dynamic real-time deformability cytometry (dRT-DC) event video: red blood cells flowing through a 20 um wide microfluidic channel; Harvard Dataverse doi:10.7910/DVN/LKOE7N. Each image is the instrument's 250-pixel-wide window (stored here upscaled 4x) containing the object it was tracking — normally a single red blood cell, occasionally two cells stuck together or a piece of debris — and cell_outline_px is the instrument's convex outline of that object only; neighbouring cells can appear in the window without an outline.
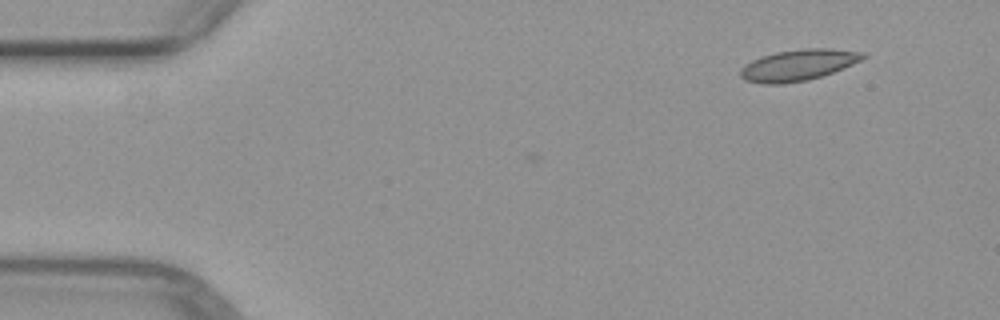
{"species": "common noctule bat (a hibernating species)", "species_latin": "Nyctalus noctula", "temperature_condition": "warm", "stored_images_in_passage": 2, "camera_frame_rate_fps": 3000, "um_per_image_px": 0.085, "animal": {"sex": "female", "body_mass_g": 29.2, "forearm_length_mm": 56.3}, "frame": {"image": 1, "passage_image": 2, "time_ms": 2.0, "image_size_px": [1000, 320], "cell_outline_px": [[868, 56], [852, 64], [832, 72], [808, 80], [780, 84], [764, 84], [744, 80], [740, 76], [740, 68], [744, 64], [760, 56], [776, 52], [804, 48], [832, 48], [864, 52]], "centroid_in_image_um": [67.82, 5.52], "position_along_channel_um": 17.2, "area_um2": 22.31}}